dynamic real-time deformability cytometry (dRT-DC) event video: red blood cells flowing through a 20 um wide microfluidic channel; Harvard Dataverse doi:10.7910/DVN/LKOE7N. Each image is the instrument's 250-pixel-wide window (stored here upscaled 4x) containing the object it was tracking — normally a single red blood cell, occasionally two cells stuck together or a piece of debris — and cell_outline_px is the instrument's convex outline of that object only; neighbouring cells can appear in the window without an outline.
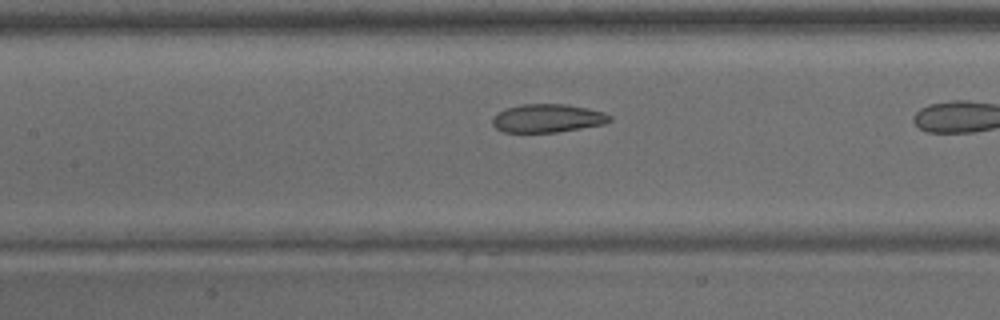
{"species": "common noctule bat (a hibernating species)", "species_latin": "Nyctalus noctula", "temperature_condition": "warm", "stored_images_in_passage": 18, "camera_frame_rate_fps": 3000, "um_per_image_px": 0.085, "animal": {"sex": "male", "body_mass_g": 15.6}, "frame": {"image": 1, "passage_image": 16, "time_ms": 5.0, "image_size_px": [1000, 320], "cell_outline_px": [[612, 120], [604, 124], [556, 132], [504, 132], [496, 128], [492, 124], [492, 116], [496, 112], [504, 108], [520, 104], [568, 104], [588, 108], [604, 112], [612, 116]], "centroid_in_image_um": [46.51, 10.04], "position_along_channel_um": 160.9, "area_um2": 19.59}}